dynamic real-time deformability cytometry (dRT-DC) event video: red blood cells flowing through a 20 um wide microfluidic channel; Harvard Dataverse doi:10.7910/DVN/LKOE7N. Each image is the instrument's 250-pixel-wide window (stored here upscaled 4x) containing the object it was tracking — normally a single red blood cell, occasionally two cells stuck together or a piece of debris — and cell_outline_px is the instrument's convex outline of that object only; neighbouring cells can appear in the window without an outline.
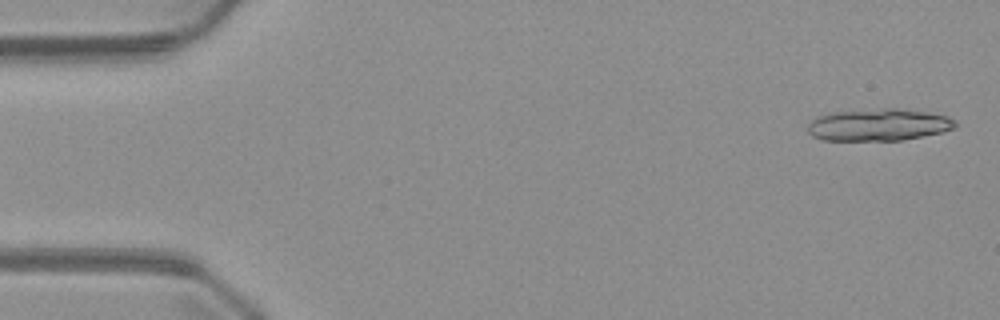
{"species": "common noctule bat (a hibernating species)", "species_latin": "Nyctalus noctula", "temperature_condition": "warm", "stored_images_in_passage": 17, "camera_frame_rate_fps": 3000, "um_per_image_px": 0.085, "animal": {"sex": "male", "body_mass_g": 23.1, "forearm_length_mm": 52.7}, "frame": {"image": 1, "passage_image": 2, "time_ms": 0.333, "image_size_px": [1000, 320], "cell_outline_px": [[956, 128], [944, 132], [900, 140], [824, 140], [812, 136], [808, 132], [808, 124], [816, 116], [828, 112], [880, 108], [900, 108], [928, 112], [948, 116], [956, 120]], "centroid_in_image_um": [74.69, 10.59], "position_along_channel_um": 10.3, "area_um2": 27.92}}